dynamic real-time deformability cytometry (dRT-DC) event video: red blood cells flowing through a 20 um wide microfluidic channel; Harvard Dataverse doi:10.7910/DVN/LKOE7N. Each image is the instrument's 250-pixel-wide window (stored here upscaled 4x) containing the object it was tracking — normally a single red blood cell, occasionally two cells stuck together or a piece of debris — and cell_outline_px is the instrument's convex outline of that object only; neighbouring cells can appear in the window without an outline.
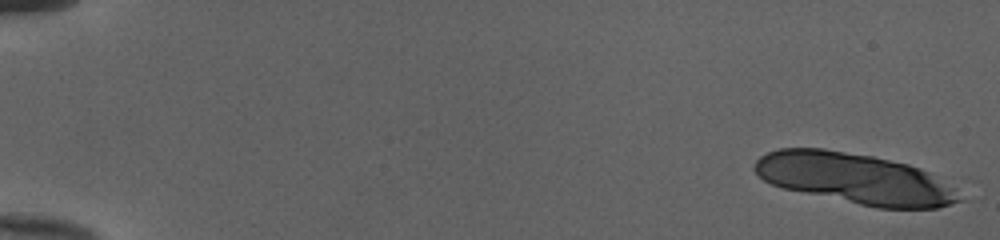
{"species": "human", "species_latin": "Homo sapiens", "temperature_condition": "cold", "stored_images_in_passage": 17, "camera_frame_rate_fps": 3000, "um_per_image_px": 0.085, "donor": {"sex": "female"}, "frame": {"image": 1, "passage_image": 1, "time_ms": 0.0, "image_size_px": [1000, 240], "cell_outline_px": [[964, 200], [936, 208], [876, 208], [784, 188], [772, 184], [764, 180], [752, 168], [756, 160], [760, 156], [768, 152], [780, 148], [824, 148], [872, 156], [908, 164], [920, 168], [928, 172], [956, 188]], "centroid_in_image_um": [72.68, 15.17], "position_along_channel_um": 12.3, "area_um2": 60.34}}